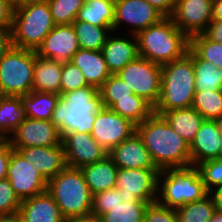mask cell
<instances>
[{
  "instance_id": "cell-1",
  "label": "cell",
  "mask_w": 222,
  "mask_h": 222,
  "mask_svg": "<svg viewBox=\"0 0 222 222\" xmlns=\"http://www.w3.org/2000/svg\"><path fill=\"white\" fill-rule=\"evenodd\" d=\"M136 133L160 171L191 166L190 146L163 116L153 113L136 126Z\"/></svg>"
},
{
  "instance_id": "cell-2",
  "label": "cell",
  "mask_w": 222,
  "mask_h": 222,
  "mask_svg": "<svg viewBox=\"0 0 222 222\" xmlns=\"http://www.w3.org/2000/svg\"><path fill=\"white\" fill-rule=\"evenodd\" d=\"M103 108L99 89L85 86L60 95L51 122L61 137L71 132L91 134L96 114Z\"/></svg>"
},
{
  "instance_id": "cell-3",
  "label": "cell",
  "mask_w": 222,
  "mask_h": 222,
  "mask_svg": "<svg viewBox=\"0 0 222 222\" xmlns=\"http://www.w3.org/2000/svg\"><path fill=\"white\" fill-rule=\"evenodd\" d=\"M136 37L139 56L161 66L184 57L190 47V38L171 17L140 31Z\"/></svg>"
},
{
  "instance_id": "cell-4",
  "label": "cell",
  "mask_w": 222,
  "mask_h": 222,
  "mask_svg": "<svg viewBox=\"0 0 222 222\" xmlns=\"http://www.w3.org/2000/svg\"><path fill=\"white\" fill-rule=\"evenodd\" d=\"M161 75V93L154 113L162 116L170 110L192 107L196 92L192 58L186 54L162 65Z\"/></svg>"
},
{
  "instance_id": "cell-5",
  "label": "cell",
  "mask_w": 222,
  "mask_h": 222,
  "mask_svg": "<svg viewBox=\"0 0 222 222\" xmlns=\"http://www.w3.org/2000/svg\"><path fill=\"white\" fill-rule=\"evenodd\" d=\"M47 191L66 220L91 216L93 195L81 169L66 166L48 181Z\"/></svg>"
},
{
  "instance_id": "cell-6",
  "label": "cell",
  "mask_w": 222,
  "mask_h": 222,
  "mask_svg": "<svg viewBox=\"0 0 222 222\" xmlns=\"http://www.w3.org/2000/svg\"><path fill=\"white\" fill-rule=\"evenodd\" d=\"M54 27L48 3H19L14 6L12 44L36 51Z\"/></svg>"
},
{
  "instance_id": "cell-7",
  "label": "cell",
  "mask_w": 222,
  "mask_h": 222,
  "mask_svg": "<svg viewBox=\"0 0 222 222\" xmlns=\"http://www.w3.org/2000/svg\"><path fill=\"white\" fill-rule=\"evenodd\" d=\"M208 194L195 166L165 169L159 173L157 201L164 206L178 209L202 200Z\"/></svg>"
},
{
  "instance_id": "cell-8",
  "label": "cell",
  "mask_w": 222,
  "mask_h": 222,
  "mask_svg": "<svg viewBox=\"0 0 222 222\" xmlns=\"http://www.w3.org/2000/svg\"><path fill=\"white\" fill-rule=\"evenodd\" d=\"M36 51L11 49L0 58V90L4 96H25L32 91Z\"/></svg>"
},
{
  "instance_id": "cell-9",
  "label": "cell",
  "mask_w": 222,
  "mask_h": 222,
  "mask_svg": "<svg viewBox=\"0 0 222 222\" xmlns=\"http://www.w3.org/2000/svg\"><path fill=\"white\" fill-rule=\"evenodd\" d=\"M116 75L134 94L144 98L153 107L156 106L161 93V65L138 56Z\"/></svg>"
},
{
  "instance_id": "cell-10",
  "label": "cell",
  "mask_w": 222,
  "mask_h": 222,
  "mask_svg": "<svg viewBox=\"0 0 222 222\" xmlns=\"http://www.w3.org/2000/svg\"><path fill=\"white\" fill-rule=\"evenodd\" d=\"M159 169H118L116 188L123 202L157 201Z\"/></svg>"
},
{
  "instance_id": "cell-11",
  "label": "cell",
  "mask_w": 222,
  "mask_h": 222,
  "mask_svg": "<svg viewBox=\"0 0 222 222\" xmlns=\"http://www.w3.org/2000/svg\"><path fill=\"white\" fill-rule=\"evenodd\" d=\"M7 179L21 201L47 191L48 181L15 149L11 151Z\"/></svg>"
},
{
  "instance_id": "cell-12",
  "label": "cell",
  "mask_w": 222,
  "mask_h": 222,
  "mask_svg": "<svg viewBox=\"0 0 222 222\" xmlns=\"http://www.w3.org/2000/svg\"><path fill=\"white\" fill-rule=\"evenodd\" d=\"M7 141L13 149L63 145L60 132L51 120L27 117L9 136Z\"/></svg>"
},
{
  "instance_id": "cell-13",
  "label": "cell",
  "mask_w": 222,
  "mask_h": 222,
  "mask_svg": "<svg viewBox=\"0 0 222 222\" xmlns=\"http://www.w3.org/2000/svg\"><path fill=\"white\" fill-rule=\"evenodd\" d=\"M136 132V125L118 115L110 108H103L96 114L91 135L107 152L130 138Z\"/></svg>"
},
{
  "instance_id": "cell-14",
  "label": "cell",
  "mask_w": 222,
  "mask_h": 222,
  "mask_svg": "<svg viewBox=\"0 0 222 222\" xmlns=\"http://www.w3.org/2000/svg\"><path fill=\"white\" fill-rule=\"evenodd\" d=\"M212 6L213 0H177L171 18L191 38L206 31L213 20Z\"/></svg>"
},
{
  "instance_id": "cell-15",
  "label": "cell",
  "mask_w": 222,
  "mask_h": 222,
  "mask_svg": "<svg viewBox=\"0 0 222 222\" xmlns=\"http://www.w3.org/2000/svg\"><path fill=\"white\" fill-rule=\"evenodd\" d=\"M163 18L165 16L146 0H116L113 32L119 30L122 23H128L132 25L129 34L137 35Z\"/></svg>"
},
{
  "instance_id": "cell-16",
  "label": "cell",
  "mask_w": 222,
  "mask_h": 222,
  "mask_svg": "<svg viewBox=\"0 0 222 222\" xmlns=\"http://www.w3.org/2000/svg\"><path fill=\"white\" fill-rule=\"evenodd\" d=\"M62 144L66 164L72 168L81 169L108 156V152L89 133H67L62 137Z\"/></svg>"
},
{
  "instance_id": "cell-17",
  "label": "cell",
  "mask_w": 222,
  "mask_h": 222,
  "mask_svg": "<svg viewBox=\"0 0 222 222\" xmlns=\"http://www.w3.org/2000/svg\"><path fill=\"white\" fill-rule=\"evenodd\" d=\"M79 49L80 46L72 24L55 25L36 50V54L42 58L66 63L71 61Z\"/></svg>"
},
{
  "instance_id": "cell-18",
  "label": "cell",
  "mask_w": 222,
  "mask_h": 222,
  "mask_svg": "<svg viewBox=\"0 0 222 222\" xmlns=\"http://www.w3.org/2000/svg\"><path fill=\"white\" fill-rule=\"evenodd\" d=\"M108 156L118 169H158L136 132L111 149Z\"/></svg>"
},
{
  "instance_id": "cell-19",
  "label": "cell",
  "mask_w": 222,
  "mask_h": 222,
  "mask_svg": "<svg viewBox=\"0 0 222 222\" xmlns=\"http://www.w3.org/2000/svg\"><path fill=\"white\" fill-rule=\"evenodd\" d=\"M15 150H17L32 167L37 169L47 181L67 166L63 145L25 147Z\"/></svg>"
},
{
  "instance_id": "cell-20",
  "label": "cell",
  "mask_w": 222,
  "mask_h": 222,
  "mask_svg": "<svg viewBox=\"0 0 222 222\" xmlns=\"http://www.w3.org/2000/svg\"><path fill=\"white\" fill-rule=\"evenodd\" d=\"M221 121L204 120L190 145L191 166L220 158Z\"/></svg>"
},
{
  "instance_id": "cell-21",
  "label": "cell",
  "mask_w": 222,
  "mask_h": 222,
  "mask_svg": "<svg viewBox=\"0 0 222 222\" xmlns=\"http://www.w3.org/2000/svg\"><path fill=\"white\" fill-rule=\"evenodd\" d=\"M18 216L23 222H65L60 208L48 191L21 201Z\"/></svg>"
},
{
  "instance_id": "cell-22",
  "label": "cell",
  "mask_w": 222,
  "mask_h": 222,
  "mask_svg": "<svg viewBox=\"0 0 222 222\" xmlns=\"http://www.w3.org/2000/svg\"><path fill=\"white\" fill-rule=\"evenodd\" d=\"M131 39L121 38V36H108L102 53L111 74H117L129 62L138 56V40L136 35H131ZM134 39V40H133Z\"/></svg>"
},
{
  "instance_id": "cell-23",
  "label": "cell",
  "mask_w": 222,
  "mask_h": 222,
  "mask_svg": "<svg viewBox=\"0 0 222 222\" xmlns=\"http://www.w3.org/2000/svg\"><path fill=\"white\" fill-rule=\"evenodd\" d=\"M71 63L76 65L84 74L88 85L100 88L109 72L102 51H93L80 48L72 57Z\"/></svg>"
},
{
  "instance_id": "cell-24",
  "label": "cell",
  "mask_w": 222,
  "mask_h": 222,
  "mask_svg": "<svg viewBox=\"0 0 222 222\" xmlns=\"http://www.w3.org/2000/svg\"><path fill=\"white\" fill-rule=\"evenodd\" d=\"M62 63L35 56L32 91L61 95Z\"/></svg>"
},
{
  "instance_id": "cell-25",
  "label": "cell",
  "mask_w": 222,
  "mask_h": 222,
  "mask_svg": "<svg viewBox=\"0 0 222 222\" xmlns=\"http://www.w3.org/2000/svg\"><path fill=\"white\" fill-rule=\"evenodd\" d=\"M81 170L92 195L116 186L118 167L109 156L94 164L86 165Z\"/></svg>"
},
{
  "instance_id": "cell-26",
  "label": "cell",
  "mask_w": 222,
  "mask_h": 222,
  "mask_svg": "<svg viewBox=\"0 0 222 222\" xmlns=\"http://www.w3.org/2000/svg\"><path fill=\"white\" fill-rule=\"evenodd\" d=\"M162 116L189 146L204 121V118L193 107L170 110Z\"/></svg>"
},
{
  "instance_id": "cell-27",
  "label": "cell",
  "mask_w": 222,
  "mask_h": 222,
  "mask_svg": "<svg viewBox=\"0 0 222 222\" xmlns=\"http://www.w3.org/2000/svg\"><path fill=\"white\" fill-rule=\"evenodd\" d=\"M187 54L195 71V91H222V69L202 59L191 47Z\"/></svg>"
},
{
  "instance_id": "cell-28",
  "label": "cell",
  "mask_w": 222,
  "mask_h": 222,
  "mask_svg": "<svg viewBox=\"0 0 222 222\" xmlns=\"http://www.w3.org/2000/svg\"><path fill=\"white\" fill-rule=\"evenodd\" d=\"M76 20L85 21L99 27H113L115 21L114 0H85Z\"/></svg>"
},
{
  "instance_id": "cell-29",
  "label": "cell",
  "mask_w": 222,
  "mask_h": 222,
  "mask_svg": "<svg viewBox=\"0 0 222 222\" xmlns=\"http://www.w3.org/2000/svg\"><path fill=\"white\" fill-rule=\"evenodd\" d=\"M60 95L47 92L31 91L22 96L25 117L38 120H51Z\"/></svg>"
},
{
  "instance_id": "cell-30",
  "label": "cell",
  "mask_w": 222,
  "mask_h": 222,
  "mask_svg": "<svg viewBox=\"0 0 222 222\" xmlns=\"http://www.w3.org/2000/svg\"><path fill=\"white\" fill-rule=\"evenodd\" d=\"M24 119L22 97L4 96L0 101V134L7 140Z\"/></svg>"
},
{
  "instance_id": "cell-31",
  "label": "cell",
  "mask_w": 222,
  "mask_h": 222,
  "mask_svg": "<svg viewBox=\"0 0 222 222\" xmlns=\"http://www.w3.org/2000/svg\"><path fill=\"white\" fill-rule=\"evenodd\" d=\"M72 26L80 48L93 51H102L107 37L113 32V27H99L79 20H75Z\"/></svg>"
},
{
  "instance_id": "cell-32",
  "label": "cell",
  "mask_w": 222,
  "mask_h": 222,
  "mask_svg": "<svg viewBox=\"0 0 222 222\" xmlns=\"http://www.w3.org/2000/svg\"><path fill=\"white\" fill-rule=\"evenodd\" d=\"M110 109L130 120L136 126L154 113V107L144 98L132 94V98L119 99Z\"/></svg>"
},
{
  "instance_id": "cell-33",
  "label": "cell",
  "mask_w": 222,
  "mask_h": 222,
  "mask_svg": "<svg viewBox=\"0 0 222 222\" xmlns=\"http://www.w3.org/2000/svg\"><path fill=\"white\" fill-rule=\"evenodd\" d=\"M192 107L204 120L222 122V91H196Z\"/></svg>"
},
{
  "instance_id": "cell-34",
  "label": "cell",
  "mask_w": 222,
  "mask_h": 222,
  "mask_svg": "<svg viewBox=\"0 0 222 222\" xmlns=\"http://www.w3.org/2000/svg\"><path fill=\"white\" fill-rule=\"evenodd\" d=\"M216 210L209 194L202 200L187 203L175 209L178 222H209Z\"/></svg>"
},
{
  "instance_id": "cell-35",
  "label": "cell",
  "mask_w": 222,
  "mask_h": 222,
  "mask_svg": "<svg viewBox=\"0 0 222 222\" xmlns=\"http://www.w3.org/2000/svg\"><path fill=\"white\" fill-rule=\"evenodd\" d=\"M148 202L119 203L104 213L101 222H143Z\"/></svg>"
},
{
  "instance_id": "cell-36",
  "label": "cell",
  "mask_w": 222,
  "mask_h": 222,
  "mask_svg": "<svg viewBox=\"0 0 222 222\" xmlns=\"http://www.w3.org/2000/svg\"><path fill=\"white\" fill-rule=\"evenodd\" d=\"M190 47L202 59L222 69V43L215 42L201 33L190 38Z\"/></svg>"
},
{
  "instance_id": "cell-37",
  "label": "cell",
  "mask_w": 222,
  "mask_h": 222,
  "mask_svg": "<svg viewBox=\"0 0 222 222\" xmlns=\"http://www.w3.org/2000/svg\"><path fill=\"white\" fill-rule=\"evenodd\" d=\"M85 0H49L48 5L55 25L72 24Z\"/></svg>"
},
{
  "instance_id": "cell-38",
  "label": "cell",
  "mask_w": 222,
  "mask_h": 222,
  "mask_svg": "<svg viewBox=\"0 0 222 222\" xmlns=\"http://www.w3.org/2000/svg\"><path fill=\"white\" fill-rule=\"evenodd\" d=\"M103 106L110 108L119 99L132 98L133 92L116 74H111L99 88Z\"/></svg>"
},
{
  "instance_id": "cell-39",
  "label": "cell",
  "mask_w": 222,
  "mask_h": 222,
  "mask_svg": "<svg viewBox=\"0 0 222 222\" xmlns=\"http://www.w3.org/2000/svg\"><path fill=\"white\" fill-rule=\"evenodd\" d=\"M195 167L199 170L208 192L217 186H222V158L206 160Z\"/></svg>"
},
{
  "instance_id": "cell-40",
  "label": "cell",
  "mask_w": 222,
  "mask_h": 222,
  "mask_svg": "<svg viewBox=\"0 0 222 222\" xmlns=\"http://www.w3.org/2000/svg\"><path fill=\"white\" fill-rule=\"evenodd\" d=\"M20 205L21 200L9 180H0V218L17 215Z\"/></svg>"
},
{
  "instance_id": "cell-41",
  "label": "cell",
  "mask_w": 222,
  "mask_h": 222,
  "mask_svg": "<svg viewBox=\"0 0 222 222\" xmlns=\"http://www.w3.org/2000/svg\"><path fill=\"white\" fill-rule=\"evenodd\" d=\"M122 202L116 187L99 192L93 195L91 216L100 218L104 213L111 211V208Z\"/></svg>"
},
{
  "instance_id": "cell-42",
  "label": "cell",
  "mask_w": 222,
  "mask_h": 222,
  "mask_svg": "<svg viewBox=\"0 0 222 222\" xmlns=\"http://www.w3.org/2000/svg\"><path fill=\"white\" fill-rule=\"evenodd\" d=\"M89 86L84 74L73 63H62L61 95L76 89Z\"/></svg>"
},
{
  "instance_id": "cell-43",
  "label": "cell",
  "mask_w": 222,
  "mask_h": 222,
  "mask_svg": "<svg viewBox=\"0 0 222 222\" xmlns=\"http://www.w3.org/2000/svg\"><path fill=\"white\" fill-rule=\"evenodd\" d=\"M143 222H178V218L175 209L155 201L148 204Z\"/></svg>"
},
{
  "instance_id": "cell-44",
  "label": "cell",
  "mask_w": 222,
  "mask_h": 222,
  "mask_svg": "<svg viewBox=\"0 0 222 222\" xmlns=\"http://www.w3.org/2000/svg\"><path fill=\"white\" fill-rule=\"evenodd\" d=\"M14 5L9 0H0V30H11Z\"/></svg>"
},
{
  "instance_id": "cell-45",
  "label": "cell",
  "mask_w": 222,
  "mask_h": 222,
  "mask_svg": "<svg viewBox=\"0 0 222 222\" xmlns=\"http://www.w3.org/2000/svg\"><path fill=\"white\" fill-rule=\"evenodd\" d=\"M13 148L7 140L0 141V180L7 178V169Z\"/></svg>"
},
{
  "instance_id": "cell-46",
  "label": "cell",
  "mask_w": 222,
  "mask_h": 222,
  "mask_svg": "<svg viewBox=\"0 0 222 222\" xmlns=\"http://www.w3.org/2000/svg\"><path fill=\"white\" fill-rule=\"evenodd\" d=\"M151 6L156 8L159 12H161L165 17H171L175 7L177 0H146Z\"/></svg>"
},
{
  "instance_id": "cell-47",
  "label": "cell",
  "mask_w": 222,
  "mask_h": 222,
  "mask_svg": "<svg viewBox=\"0 0 222 222\" xmlns=\"http://www.w3.org/2000/svg\"><path fill=\"white\" fill-rule=\"evenodd\" d=\"M204 34L211 40L222 43V20L213 19Z\"/></svg>"
},
{
  "instance_id": "cell-48",
  "label": "cell",
  "mask_w": 222,
  "mask_h": 222,
  "mask_svg": "<svg viewBox=\"0 0 222 222\" xmlns=\"http://www.w3.org/2000/svg\"><path fill=\"white\" fill-rule=\"evenodd\" d=\"M12 46L11 30H0V58L6 54Z\"/></svg>"
},
{
  "instance_id": "cell-49",
  "label": "cell",
  "mask_w": 222,
  "mask_h": 222,
  "mask_svg": "<svg viewBox=\"0 0 222 222\" xmlns=\"http://www.w3.org/2000/svg\"><path fill=\"white\" fill-rule=\"evenodd\" d=\"M209 195L212 197L216 209L222 211V186H217L209 191Z\"/></svg>"
},
{
  "instance_id": "cell-50",
  "label": "cell",
  "mask_w": 222,
  "mask_h": 222,
  "mask_svg": "<svg viewBox=\"0 0 222 222\" xmlns=\"http://www.w3.org/2000/svg\"><path fill=\"white\" fill-rule=\"evenodd\" d=\"M213 19L222 20V0H213Z\"/></svg>"
},
{
  "instance_id": "cell-51",
  "label": "cell",
  "mask_w": 222,
  "mask_h": 222,
  "mask_svg": "<svg viewBox=\"0 0 222 222\" xmlns=\"http://www.w3.org/2000/svg\"><path fill=\"white\" fill-rule=\"evenodd\" d=\"M65 222H101L100 218L97 217H84V218H71L67 219Z\"/></svg>"
},
{
  "instance_id": "cell-52",
  "label": "cell",
  "mask_w": 222,
  "mask_h": 222,
  "mask_svg": "<svg viewBox=\"0 0 222 222\" xmlns=\"http://www.w3.org/2000/svg\"><path fill=\"white\" fill-rule=\"evenodd\" d=\"M0 222H23L22 219L17 215L0 218Z\"/></svg>"
},
{
  "instance_id": "cell-53",
  "label": "cell",
  "mask_w": 222,
  "mask_h": 222,
  "mask_svg": "<svg viewBox=\"0 0 222 222\" xmlns=\"http://www.w3.org/2000/svg\"><path fill=\"white\" fill-rule=\"evenodd\" d=\"M209 222H222V211L216 210Z\"/></svg>"
},
{
  "instance_id": "cell-54",
  "label": "cell",
  "mask_w": 222,
  "mask_h": 222,
  "mask_svg": "<svg viewBox=\"0 0 222 222\" xmlns=\"http://www.w3.org/2000/svg\"><path fill=\"white\" fill-rule=\"evenodd\" d=\"M48 3L49 0H23L21 3Z\"/></svg>"
},
{
  "instance_id": "cell-55",
  "label": "cell",
  "mask_w": 222,
  "mask_h": 222,
  "mask_svg": "<svg viewBox=\"0 0 222 222\" xmlns=\"http://www.w3.org/2000/svg\"><path fill=\"white\" fill-rule=\"evenodd\" d=\"M220 158H222V122H221V145H220Z\"/></svg>"
},
{
  "instance_id": "cell-56",
  "label": "cell",
  "mask_w": 222,
  "mask_h": 222,
  "mask_svg": "<svg viewBox=\"0 0 222 222\" xmlns=\"http://www.w3.org/2000/svg\"><path fill=\"white\" fill-rule=\"evenodd\" d=\"M14 6L21 3L23 0H9Z\"/></svg>"
},
{
  "instance_id": "cell-57",
  "label": "cell",
  "mask_w": 222,
  "mask_h": 222,
  "mask_svg": "<svg viewBox=\"0 0 222 222\" xmlns=\"http://www.w3.org/2000/svg\"><path fill=\"white\" fill-rule=\"evenodd\" d=\"M3 97H4V95H3L2 91L0 90V101Z\"/></svg>"
},
{
  "instance_id": "cell-58",
  "label": "cell",
  "mask_w": 222,
  "mask_h": 222,
  "mask_svg": "<svg viewBox=\"0 0 222 222\" xmlns=\"http://www.w3.org/2000/svg\"><path fill=\"white\" fill-rule=\"evenodd\" d=\"M6 140L1 134H0V141Z\"/></svg>"
}]
</instances>
